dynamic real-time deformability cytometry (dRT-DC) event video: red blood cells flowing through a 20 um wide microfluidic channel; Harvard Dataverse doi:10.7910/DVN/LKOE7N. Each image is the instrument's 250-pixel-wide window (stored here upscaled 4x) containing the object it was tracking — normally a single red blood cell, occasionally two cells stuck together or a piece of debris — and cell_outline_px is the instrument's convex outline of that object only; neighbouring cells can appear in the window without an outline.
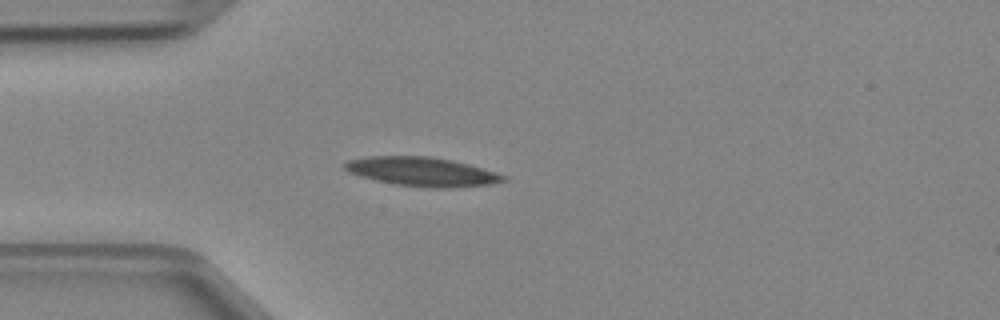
{"species": "Egyptian fruit bat (a non-hibernating species)", "species_latin": "Rousettus aegyptiacus", "temperature_condition": "cold", "stored_images_in_passage": 3, "camera_frame_rate_fps": 3000, "um_per_image_px": 0.085, "animal": {"sex": "female"}, "frame": {"image": 1, "passage_image": 3, "time_ms": 0.667, "image_size_px": [1000, 320], "cell_outline_px": [[508, 180], [488, 184], [448, 188], [432, 188], [396, 184], [376, 180], [360, 176], [348, 172], [344, 168], [344, 164], [348, 160], [368, 156], [432, 156], [452, 160], [468, 164], [496, 172], [508, 176]], "centroid_in_image_um": [35.88, 14.58], "position_along_channel_um": 49.1, "area_um2": 26.76}}